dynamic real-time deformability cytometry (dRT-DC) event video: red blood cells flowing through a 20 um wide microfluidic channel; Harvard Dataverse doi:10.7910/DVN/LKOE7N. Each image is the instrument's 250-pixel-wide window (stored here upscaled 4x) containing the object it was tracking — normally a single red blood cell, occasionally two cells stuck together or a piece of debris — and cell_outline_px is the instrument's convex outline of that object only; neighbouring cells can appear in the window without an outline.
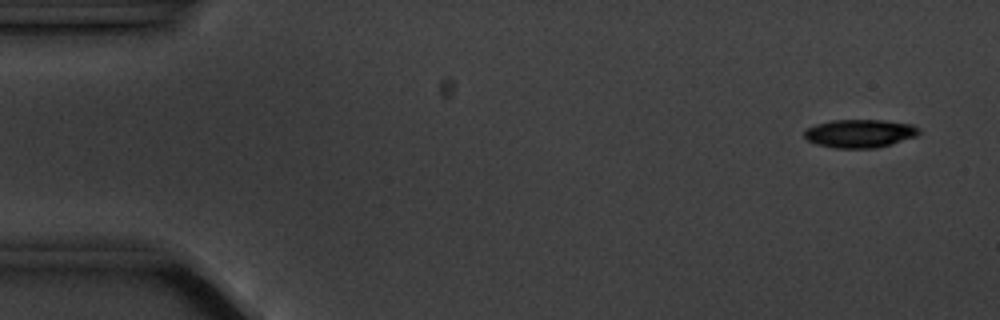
{"species": "common noctule bat (a hibernating species)", "species_latin": "Nyctalus noctula", "temperature_condition": "cold", "stored_images_in_passage": 5, "camera_frame_rate_fps": 3000, "um_per_image_px": 0.085, "animal": {"sex": "male", "body_mass_g": 20.1, "forearm_length_mm": 53.5}, "frame": {"image": 1, "passage_image": 1, "time_ms": 0.0, "image_size_px": [1000, 320], "cell_outline_px": [[920, 132], [916, 136], [876, 148], [836, 148], [816, 144], [808, 140], [804, 136], [804, 132], [808, 128], [816, 124], [832, 120], [884, 120], [912, 124], [920, 128]], "centroid_in_image_um": [73.09, 11.34], "position_along_channel_um": 11.9, "area_um2": 18.79}}
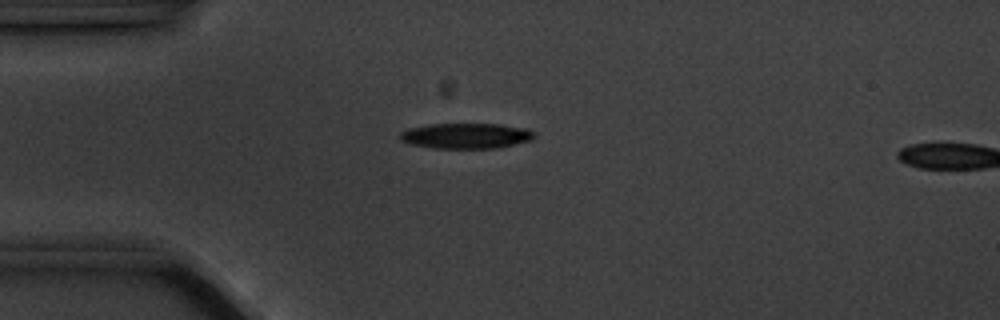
{"frame": {"image": 2, "passage_image": 4, "time_ms": 3.667, "image_size_px": [1000, 320], "cell_outline_px": [[536, 136], [532, 140], [496, 148], [432, 148], [412, 144], [400, 140], [400, 132], [408, 128], [432, 124], [500, 124], [524, 128], [536, 132]], "centroid_in_image_um": [39.63, 11.54], "position_along_channel_um": 45.4, "area_um2": 19.88}}